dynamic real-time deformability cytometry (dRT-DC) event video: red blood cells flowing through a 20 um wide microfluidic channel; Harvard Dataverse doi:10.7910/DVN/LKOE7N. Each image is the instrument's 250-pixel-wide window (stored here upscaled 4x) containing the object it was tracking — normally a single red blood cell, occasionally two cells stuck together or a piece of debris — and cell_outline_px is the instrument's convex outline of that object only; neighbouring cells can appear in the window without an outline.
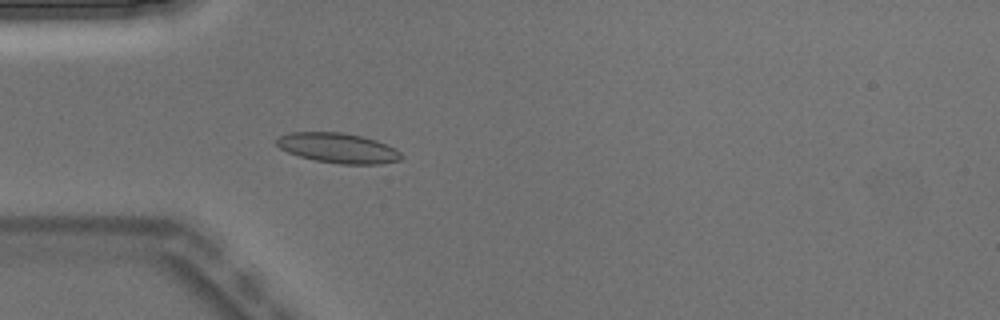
{"species": "Egyptian fruit bat (a non-hibernating species)", "species_latin": "Rousettus aegyptiacus", "temperature_condition": "warm", "stored_images_in_passage": 4, "camera_frame_rate_fps": 3000, "um_per_image_px": 0.085, "animal": {"sex": "male"}, "frame": {"image": 1, "passage_image": 4, "time_ms": 1.0, "image_size_px": [1000, 320], "cell_outline_px": [[404, 156], [400, 160], [380, 164], [340, 164], [316, 160], [300, 156], [288, 152], [280, 148], [276, 144], [276, 140], [280, 136], [288, 132], [340, 132], [360, 136], [376, 140], [388, 144], [396, 148]], "centroid_in_image_um": [28.76, 12.58], "position_along_channel_um": 56.2, "area_um2": 21.79}}